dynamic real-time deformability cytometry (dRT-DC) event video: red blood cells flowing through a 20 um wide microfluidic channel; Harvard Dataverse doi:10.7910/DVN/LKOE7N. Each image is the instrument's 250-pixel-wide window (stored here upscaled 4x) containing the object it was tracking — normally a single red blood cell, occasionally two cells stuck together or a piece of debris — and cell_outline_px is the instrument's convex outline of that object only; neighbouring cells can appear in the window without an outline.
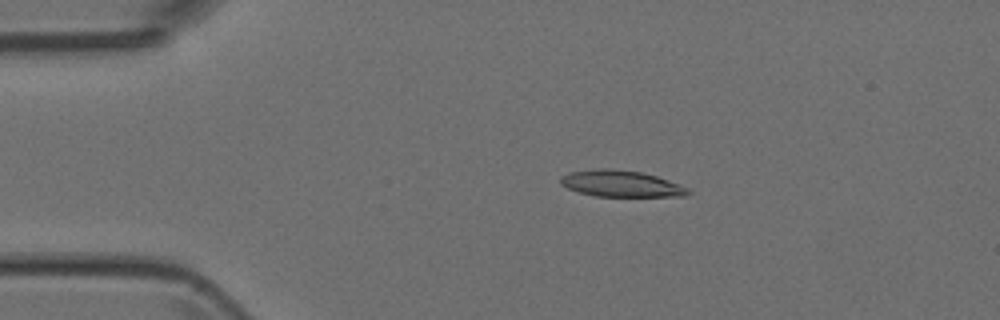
{"species": "Egyptian fruit bat (a non-hibernating species)", "species_latin": "Rousettus aegyptiacus", "temperature_condition": "room temperature", "stored_images_in_passage": 3, "camera_frame_rate_fps": 3000, "um_per_image_px": 0.085, "animal": {"sex": "female"}, "frame": {"image": 1, "passage_image": 2, "time_ms": 1.0, "image_size_px": [1000, 320], "cell_outline_px": [[692, 192], [684, 196], [596, 196], [580, 192], [568, 188], [560, 184], [560, 176], [568, 172], [600, 168], [608, 168], [640, 172], [656, 176], [680, 184], [688, 188]], "centroid_in_image_um": [52.78, 15.61], "position_along_channel_um": 32.2, "area_um2": 19.54}}
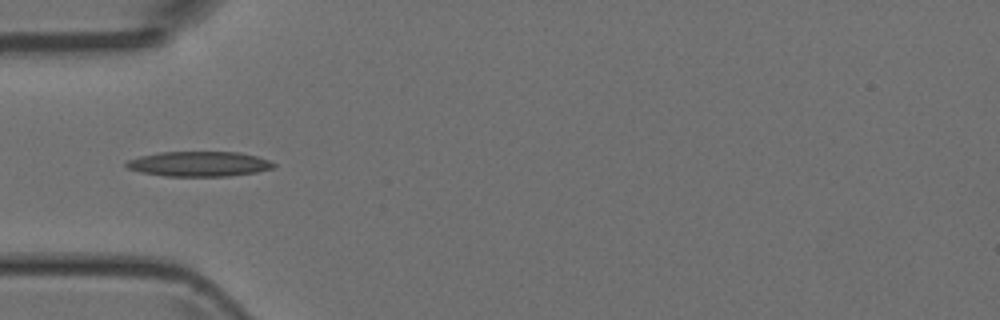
{"frame": {"image": 2, "passage_image": 3, "time_ms": 3.0, "image_size_px": [1000, 320], "cell_outline_px": [[276, 164], [272, 168], [256, 172], [228, 176], [164, 176], [140, 172], [128, 168], [124, 164], [128, 160], [140, 156], [160, 152], [240, 152], [256, 156], [268, 160]], "centroid_in_image_um": [16.9, 13.93], "position_along_channel_um": 68.1, "area_um2": 21.39}}